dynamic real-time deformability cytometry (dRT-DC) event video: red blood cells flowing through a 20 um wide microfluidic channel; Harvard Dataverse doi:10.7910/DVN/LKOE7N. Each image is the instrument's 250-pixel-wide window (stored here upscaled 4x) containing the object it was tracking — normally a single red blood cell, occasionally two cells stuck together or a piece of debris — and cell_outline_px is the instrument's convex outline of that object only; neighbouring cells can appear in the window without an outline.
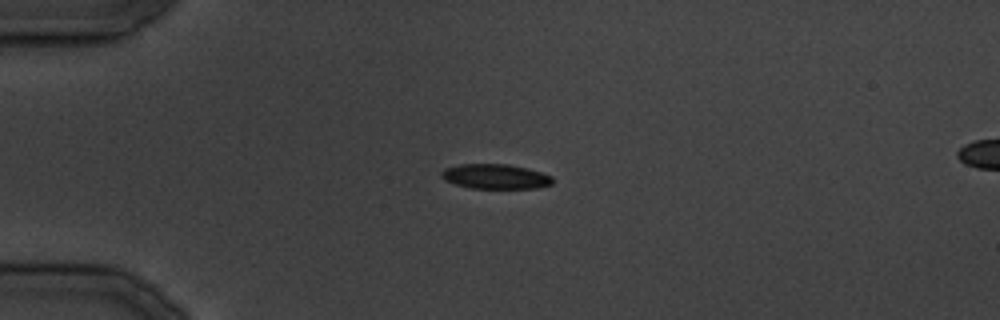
{"species": "common noctule bat (a hibernating species)", "species_latin": "Nyctalus noctula", "temperature_condition": "cold", "stored_images_in_passage": 36, "camera_frame_rate_fps": 3000, "um_per_image_px": 0.085, "animal": {"sex": "male", "body_mass_g": 19.5, "forearm_length_mm": 54.6}, "frame": {"image": 1, "passage_image": 10, "time_ms": 11.0, "image_size_px": [1000, 320], "cell_outline_px": [[552, 184], [536, 188], [472, 188], [456, 184], [444, 180], [440, 176], [440, 172], [444, 168], [460, 164], [508, 164], [528, 168], [552, 176]], "centroid_in_image_um": [42.08, 14.99], "position_along_channel_um": 42.9, "area_um2": 16.07}}
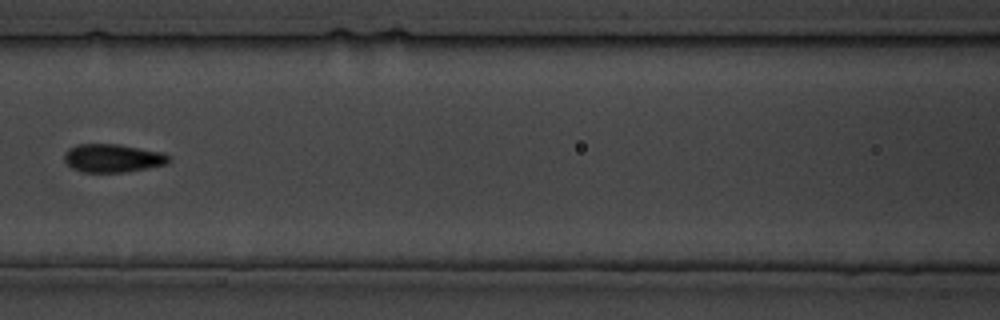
{"frame": {"image": 2, "passage_image": 17, "time_ms": 20.0, "image_size_px": [1000, 320], "cell_outline_px": [[172, 160], [168, 164], [124, 172], [84, 172], [72, 168], [64, 160], [64, 152], [68, 148], [76, 144], [120, 144], [164, 152], [172, 156]], "centroid_in_image_um": [9.62, 13.43], "position_along_channel_um": 157.0, "area_um2": 17.51}}
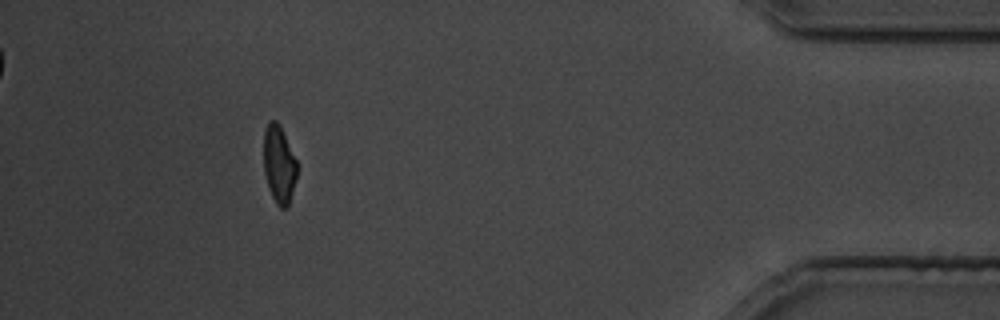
{"frame": {"image": 3, "passage_image": 33, "time_ms": 39.333, "image_size_px": [1000, 320], "cell_outline_px": [[296, 180], [288, 204], [284, 208], [280, 208], [276, 204], [268, 188], [264, 172], [264, 128], [268, 120], [276, 120], [280, 124], [296, 160]], "centroid_in_image_um": [23.69, 13.93], "position_along_channel_um": 411.5, "area_um2": 15.09}}